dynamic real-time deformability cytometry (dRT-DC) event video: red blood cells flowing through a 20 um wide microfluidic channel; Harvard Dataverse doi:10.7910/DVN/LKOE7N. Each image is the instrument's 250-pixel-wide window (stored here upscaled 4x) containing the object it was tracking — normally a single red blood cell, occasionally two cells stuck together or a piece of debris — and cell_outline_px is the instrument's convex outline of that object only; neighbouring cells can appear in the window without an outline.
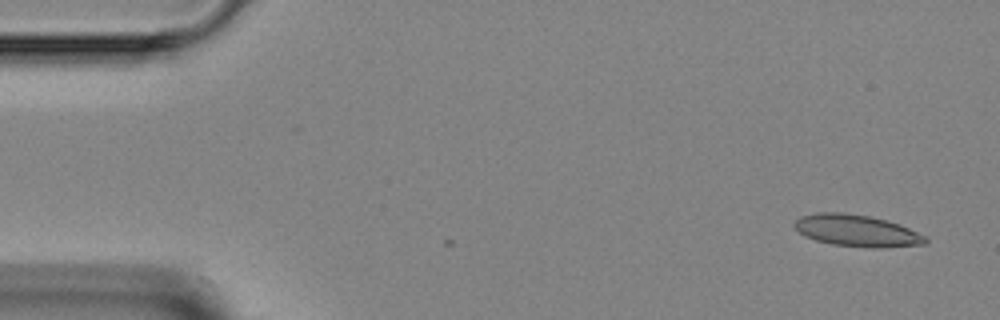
{"species": "Egyptian fruit bat (a non-hibernating species)", "species_latin": "Rousettus aegyptiacus", "temperature_condition": "room temperature", "stored_images_in_passage": 2, "camera_frame_rate_fps": 3000, "um_per_image_px": 0.085, "animal": {"sex": "female"}, "frame": {"image": 1, "passage_image": 2, "time_ms": 0.333, "image_size_px": [1000, 320], "cell_outline_px": [[928, 240], [924, 244], [880, 248], [872, 248], [832, 244], [816, 240], [804, 236], [792, 224], [800, 216], [816, 212], [844, 212], [868, 216], [900, 224], [928, 236]], "centroid_in_image_um": [72.83, 19.6], "position_along_channel_um": 12.2, "area_um2": 24.33}}